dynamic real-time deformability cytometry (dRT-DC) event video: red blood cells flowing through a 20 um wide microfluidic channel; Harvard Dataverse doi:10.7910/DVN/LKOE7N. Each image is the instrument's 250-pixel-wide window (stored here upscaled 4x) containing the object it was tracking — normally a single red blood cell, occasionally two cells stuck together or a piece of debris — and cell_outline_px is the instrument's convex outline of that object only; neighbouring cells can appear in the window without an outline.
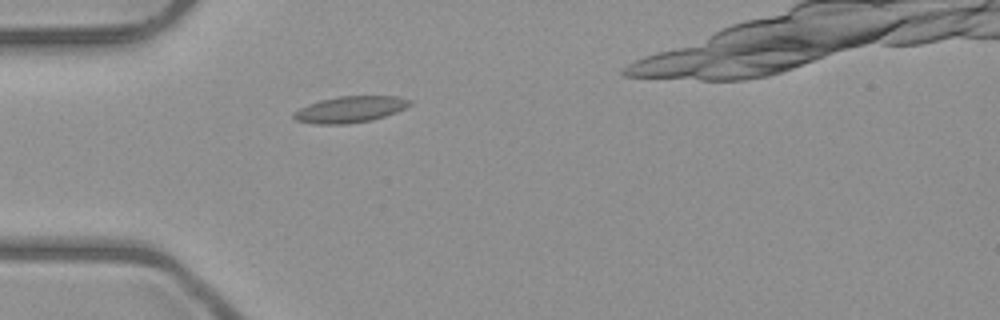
{"species": "common noctule bat (a hibernating species)", "species_latin": "Nyctalus noctula", "temperature_condition": "room temperature", "stored_images_in_passage": 1, "camera_frame_rate_fps": 3000, "um_per_image_px": 0.085, "animal": {"sex": "male", "body_mass_g": 23.1, "forearm_length_mm": 52.7}, "frame": {"image": 1, "passage_image": 1, "time_ms": 0.0, "image_size_px": [1000, 320], "cell_outline_px": [[412, 104], [396, 112], [372, 120], [348, 124], [312, 124], [296, 120], [292, 116], [292, 112], [308, 104], [320, 100], [340, 96], [396, 96], [412, 100]], "centroid_in_image_um": [29.74, 9.3], "position_along_channel_um": 55.3, "area_um2": 17.86}}